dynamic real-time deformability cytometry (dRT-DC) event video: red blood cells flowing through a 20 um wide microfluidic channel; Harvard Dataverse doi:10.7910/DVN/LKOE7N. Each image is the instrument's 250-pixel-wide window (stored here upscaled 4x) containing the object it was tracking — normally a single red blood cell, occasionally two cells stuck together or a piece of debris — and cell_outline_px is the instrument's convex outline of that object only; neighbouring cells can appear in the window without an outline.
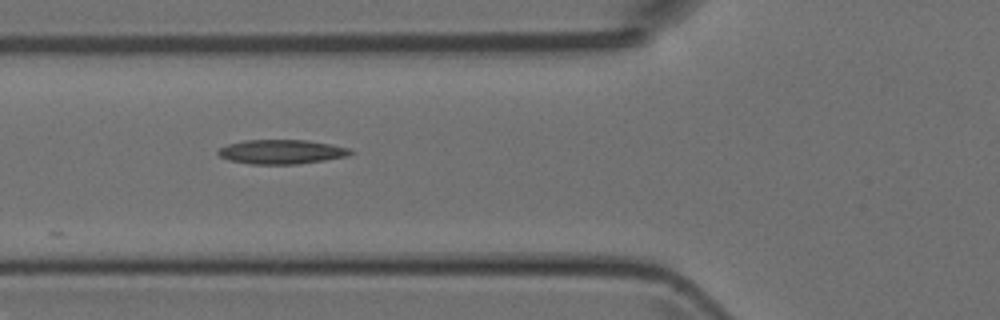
{"species": "Egyptian fruit bat (a non-hibernating species)", "species_latin": "Rousettus aegyptiacus", "temperature_condition": "room temperature", "stored_images_in_passage": 6, "camera_frame_rate_fps": 3000, "um_per_image_px": 0.085, "animal": {"sex": "female"}, "frame": {"image": 1, "passage_image": 4, "time_ms": 3.333, "image_size_px": [1000, 320], "cell_outline_px": [[356, 152], [348, 156], [324, 160], [296, 164], [252, 164], [228, 160], [220, 156], [216, 152], [220, 148], [228, 144], [244, 140], [308, 140], [332, 144], [348, 148]], "centroid_in_image_um": [23.95, 12.9], "position_along_channel_um": 101.9, "area_um2": 18.79}}
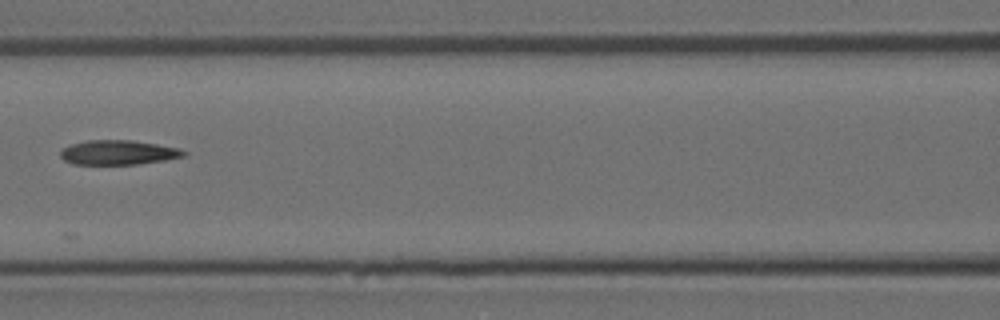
{"frame": {"image": 2, "passage_image": 5, "time_ms": 4.667, "image_size_px": [1000, 320], "cell_outline_px": [[188, 152], [184, 156], [164, 160], [136, 164], [72, 164], [64, 160], [60, 156], [60, 152], [64, 148], [72, 144], [84, 140], [132, 140], [180, 148]], "centroid_in_image_um": [10.05, 12.95], "position_along_channel_um": 156.6, "area_um2": 17.57}}
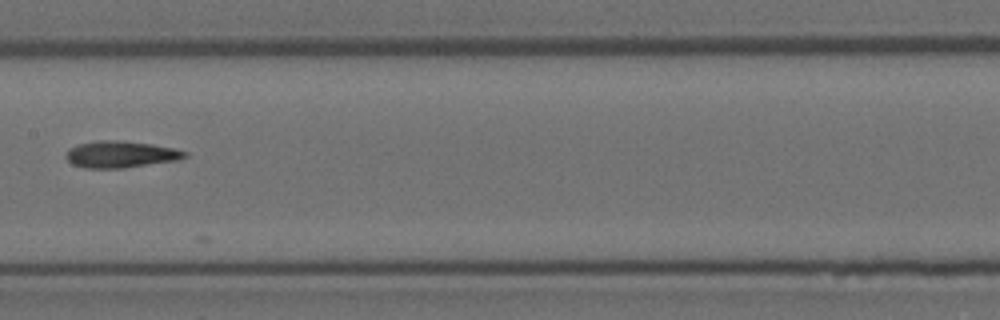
{"frame": {"image": 3, "passage_image": 6, "time_ms": 5.667, "image_size_px": [1000, 320], "cell_outline_px": [[188, 156], [176, 160], [124, 168], [84, 168], [72, 164], [64, 156], [68, 148], [80, 144], [96, 140], [120, 140], [152, 144], [172, 148], [188, 152]], "centroid_in_image_um": [10.22, 13.12], "position_along_channel_um": 197.2, "area_um2": 18.5}}